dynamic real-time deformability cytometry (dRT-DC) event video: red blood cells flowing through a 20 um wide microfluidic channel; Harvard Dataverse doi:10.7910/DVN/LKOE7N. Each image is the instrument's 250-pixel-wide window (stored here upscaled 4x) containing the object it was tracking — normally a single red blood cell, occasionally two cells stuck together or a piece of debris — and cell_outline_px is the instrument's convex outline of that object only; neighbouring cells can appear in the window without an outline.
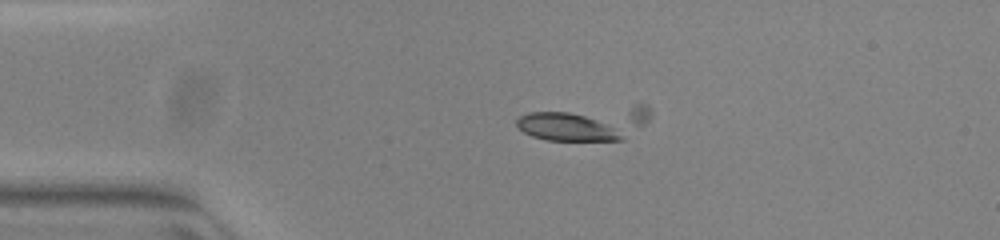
{"species": "common noctule bat (a hibernating species)", "species_latin": "Nyctalus noctula", "temperature_condition": "warm", "stored_images_in_passage": 4, "camera_frame_rate_fps": 3000, "um_per_image_px": 0.085, "animal": {"sex": "female", "body_mass_g": 23.0, "forearm_length_mm": 53.4}, "frame": {"image": 1, "passage_image": 1, "time_ms": 0.0, "image_size_px": [1000, 240], "cell_outline_px": [[624, 140], [548, 140], [532, 136], [524, 132], [516, 124], [516, 120], [520, 116], [528, 112], [568, 112], [584, 116], [604, 124], [612, 128]], "centroid_in_image_um": [48.01, 10.8], "position_along_channel_um": 37.0, "area_um2": 16.18}}